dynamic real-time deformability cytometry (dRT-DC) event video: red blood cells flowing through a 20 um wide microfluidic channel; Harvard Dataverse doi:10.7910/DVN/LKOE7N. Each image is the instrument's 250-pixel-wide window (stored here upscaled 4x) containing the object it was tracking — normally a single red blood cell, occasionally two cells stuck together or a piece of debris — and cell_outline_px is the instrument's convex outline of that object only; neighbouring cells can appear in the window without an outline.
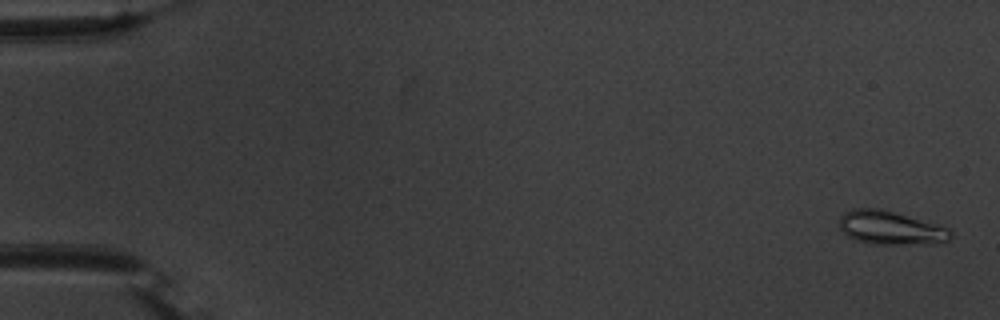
{"species": "common noctule bat (a hibernating species)", "species_latin": "Nyctalus noctula", "temperature_condition": "warm", "stored_images_in_passage": 55, "camera_frame_rate_fps": 3000, "um_per_image_px": 0.085, "animal": {"sex": "male", "body_mass_g": 20.1, "forearm_length_mm": 53.5}, "frame": {"image": 1, "passage_image": 2, "time_ms": 0.333, "image_size_px": [1000, 320], "cell_outline_px": [[952, 236], [948, 240], [924, 244], [872, 244], [856, 240], [848, 236], [840, 228], [840, 216], [844, 212], [852, 208], [880, 208], [936, 224], [948, 228], [952, 232]], "centroid_in_image_um": [75.67, 19.36], "position_along_channel_um": 9.3, "area_um2": 21.62}}
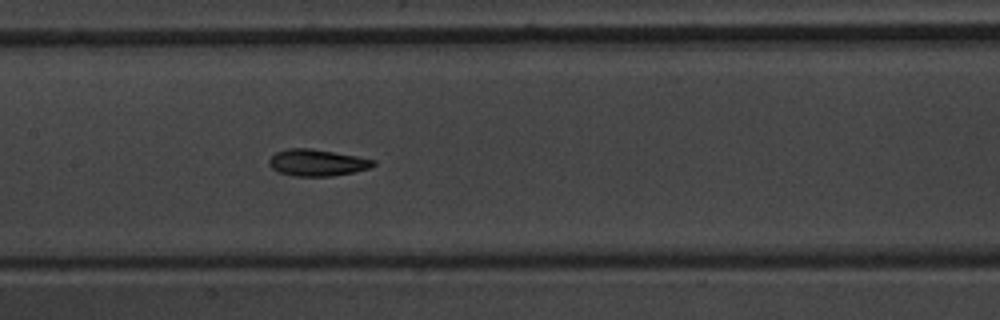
{"frame": {"image": 2, "passage_image": 28, "time_ms": 9.0, "image_size_px": [1000, 320], "cell_outline_px": [[376, 164], [368, 168], [352, 172], [332, 176], [292, 176], [280, 172], [272, 168], [268, 164], [268, 160], [276, 152], [288, 148], [312, 148], [356, 156], [376, 160]], "centroid_in_image_um": [26.93, 13.82], "position_along_channel_um": 180.5, "area_um2": 16.13}}
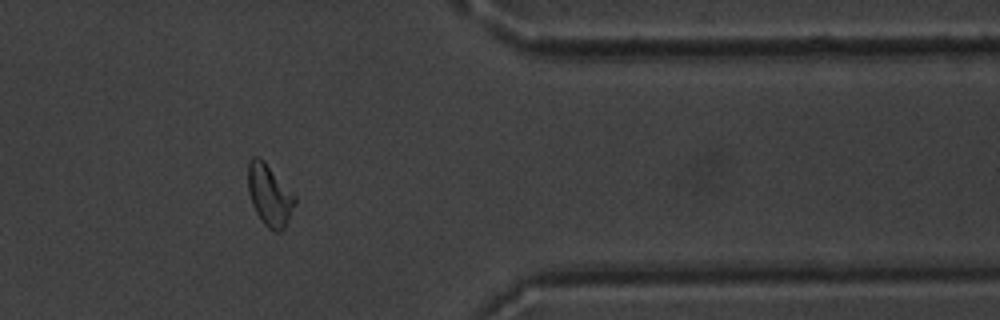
{"frame": {"image": 3, "passage_image": 46, "time_ms": 15.0, "image_size_px": [1000, 320], "cell_outline_px": [[296, 204], [284, 228], [280, 232], [272, 232], [260, 220], [252, 204], [248, 192], [248, 164], [252, 156], [260, 156], [264, 160], [296, 196]], "centroid_in_image_um": [22.91, 16.59], "position_along_channel_um": 388.5, "area_um2": 16.99}, "authors_computed_cell_mechanics": {"area_um2": 16.5886, "velocity_mm_per_s": 3.7167, "shape_relaxation_time_tau1_ms": 4.5855, "shape_relaxation_time_tau2_ms": 3.4401, "deformation_change_tau1": 0.1522, "deformation_change_tau2": 0.0774}}